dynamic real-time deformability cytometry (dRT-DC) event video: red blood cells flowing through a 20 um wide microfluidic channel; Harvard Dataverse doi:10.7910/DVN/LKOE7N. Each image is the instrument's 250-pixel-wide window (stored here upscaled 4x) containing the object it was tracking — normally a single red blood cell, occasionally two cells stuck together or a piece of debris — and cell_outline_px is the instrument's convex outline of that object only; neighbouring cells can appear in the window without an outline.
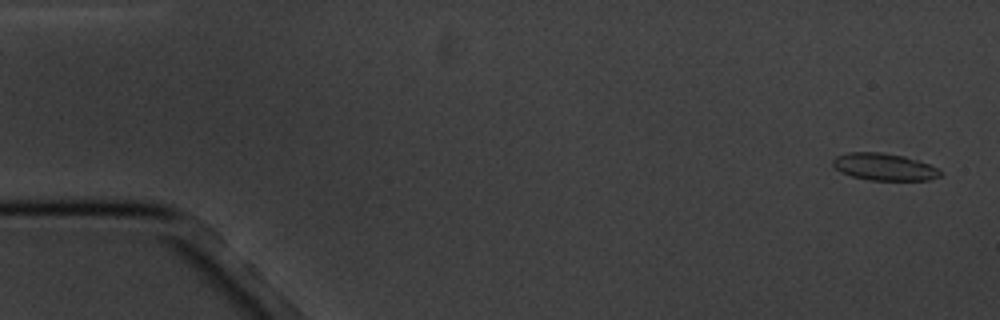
{"species": "common noctule bat (a hibernating species)", "species_latin": "Nyctalus noctula", "temperature_condition": "cold", "stored_images_in_passage": 4, "camera_frame_rate_fps": 3000, "um_per_image_px": 0.085, "animal": {"sex": "male", "body_mass_g": 20.1, "forearm_length_mm": 53.5}, "frame": {"image": 1, "passage_image": 1, "time_ms": 0.0, "image_size_px": [1000, 320], "cell_outline_px": [[940, 176], [928, 180], [868, 180], [852, 176], [840, 172], [832, 164], [832, 160], [836, 156], [848, 152], [884, 152], [904, 156], [928, 164], [936, 168], [940, 172]], "centroid_in_image_um": [75.1, 14.18], "position_along_channel_um": 9.9, "area_um2": 16.88}}